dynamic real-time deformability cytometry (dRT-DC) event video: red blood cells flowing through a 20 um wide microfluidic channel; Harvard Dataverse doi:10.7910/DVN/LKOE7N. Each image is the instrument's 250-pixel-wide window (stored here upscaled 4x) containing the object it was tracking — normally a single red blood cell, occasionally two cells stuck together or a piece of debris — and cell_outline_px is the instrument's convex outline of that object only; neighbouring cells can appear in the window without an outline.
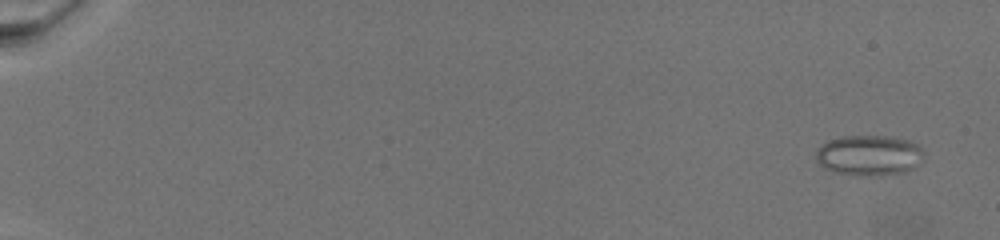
{"species": "common noctule bat (a hibernating species)", "species_latin": "Nyctalus noctula", "temperature_condition": "warm", "stored_images_in_passage": 21, "camera_frame_rate_fps": 3000, "um_per_image_px": 0.085, "animal": {"sex": "female", "body_mass_g": 19.5, "forearm_length_mm": 54.1}, "frame": {"image": 1, "passage_image": 2, "time_ms": 0.667, "image_size_px": [1000, 240], "cell_outline_px": [[924, 160], [916, 168], [904, 172], [868, 176], [860, 176], [832, 172], [824, 168], [816, 160], [816, 152], [828, 140], [840, 136], [900, 136], [912, 140], [920, 144], [924, 152]], "centroid_in_image_um": [73.96, 13.19], "position_along_channel_um": 11.0, "area_um2": 26.13}}
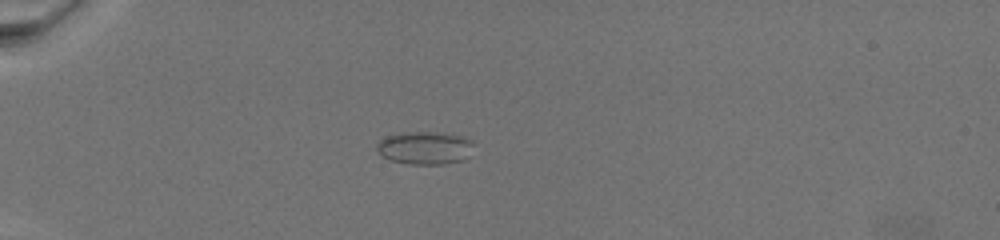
{"frame": {"image": 2, "passage_image": 15, "time_ms": 7.333, "image_size_px": [1000, 240], "cell_outline_px": [[472, 144], [468, 156], [464, 160], [444, 164], [408, 164], [392, 160], [384, 156], [376, 148], [376, 144], [380, 140], [388, 136], [408, 132], [444, 132], [464, 136], [472, 140]], "centroid_in_image_um": [36.15, 12.56], "position_along_channel_um": 48.8, "area_um2": 18.5}}
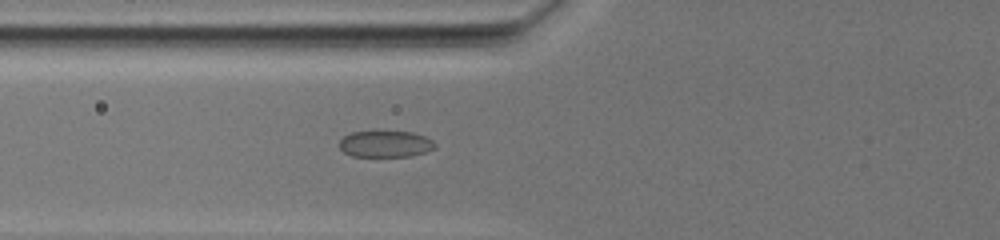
{"frame": {"image": 3, "passage_image": 21, "time_ms": 10.0, "image_size_px": [1000, 240], "cell_outline_px": [[436, 148], [412, 156], [352, 156], [344, 152], [336, 144], [344, 136], [352, 132], [412, 132], [424, 136], [432, 140], [436, 144]], "centroid_in_image_um": [32.74, 12.24], "position_along_channel_um": 93.1, "area_um2": 14.68}}